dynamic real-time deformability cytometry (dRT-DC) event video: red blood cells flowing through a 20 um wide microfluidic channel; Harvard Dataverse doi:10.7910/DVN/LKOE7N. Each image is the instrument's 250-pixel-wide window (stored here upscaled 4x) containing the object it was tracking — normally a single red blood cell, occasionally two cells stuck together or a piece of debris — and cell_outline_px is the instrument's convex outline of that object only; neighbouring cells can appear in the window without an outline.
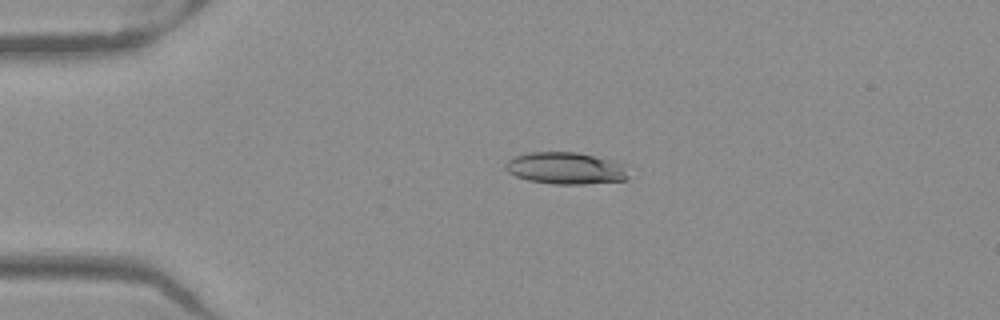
{"species": "Egyptian fruit bat (a non-hibernating species)", "species_latin": "Rousettus aegyptiacus", "temperature_condition": "warm", "stored_images_in_passage": 51, "camera_frame_rate_fps": 3000, "um_per_image_px": 0.085, "frame": {"image": 1, "passage_image": 11, "time_ms": 3.333, "image_size_px": [1000, 320], "cell_outline_px": [[628, 180], [584, 184], [552, 184], [528, 180], [516, 176], [508, 172], [504, 168], [504, 164], [512, 156], [528, 152], [576, 152], [620, 160], [628, 164]], "centroid_in_image_um": [48.16, 14.28], "position_along_channel_um": 36.8, "area_um2": 23.64}}
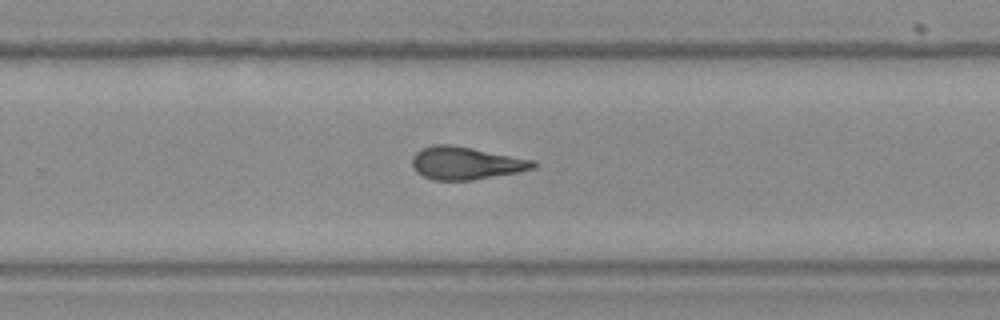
{"frame": {"image": 2, "passage_image": 33, "time_ms": 10.667, "image_size_px": [1000, 320], "cell_outline_px": [[536, 168], [520, 172], [472, 180], [432, 180], [416, 172], [412, 168], [412, 156], [420, 148], [432, 144], [448, 144], [472, 148], [532, 160], [536, 164]], "centroid_in_image_um": [39.55, 13.87], "position_along_channel_um": 290.3, "area_um2": 23.12}}
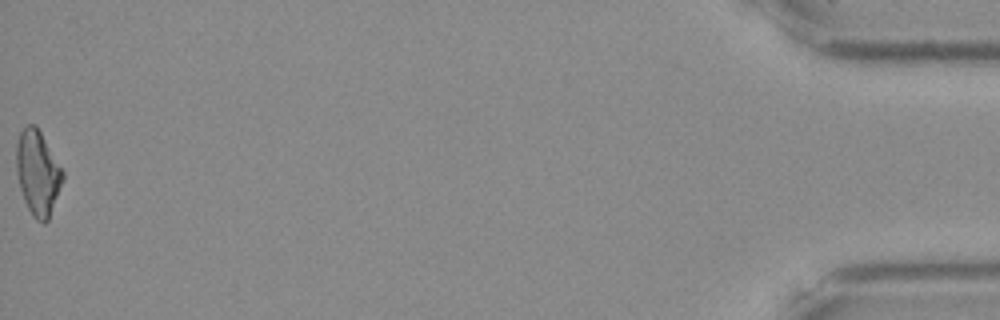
{"frame": {"image": 3, "passage_image": 51, "time_ms": 16.667, "image_size_px": [1000, 320], "cell_outline_px": [[64, 180], [48, 220], [44, 224], [36, 220], [32, 216], [24, 200], [20, 188], [16, 172], [16, 144], [20, 132], [28, 124], [36, 124], [64, 172]], "centroid_in_image_um": [3.21, 14.7], "position_along_channel_um": 432.0, "area_um2": 23.0}, "authors_computed_cell_mechanics": {"area_um2": 23.0044, "velocity_mm_per_s": 3.9887, "shape_relaxation_time_tau1_ms": null, "shape_relaxation_time_tau2_ms": 3.2666, "deformation_change_tau1": null, "deformation_change_tau2": 0.1331}}